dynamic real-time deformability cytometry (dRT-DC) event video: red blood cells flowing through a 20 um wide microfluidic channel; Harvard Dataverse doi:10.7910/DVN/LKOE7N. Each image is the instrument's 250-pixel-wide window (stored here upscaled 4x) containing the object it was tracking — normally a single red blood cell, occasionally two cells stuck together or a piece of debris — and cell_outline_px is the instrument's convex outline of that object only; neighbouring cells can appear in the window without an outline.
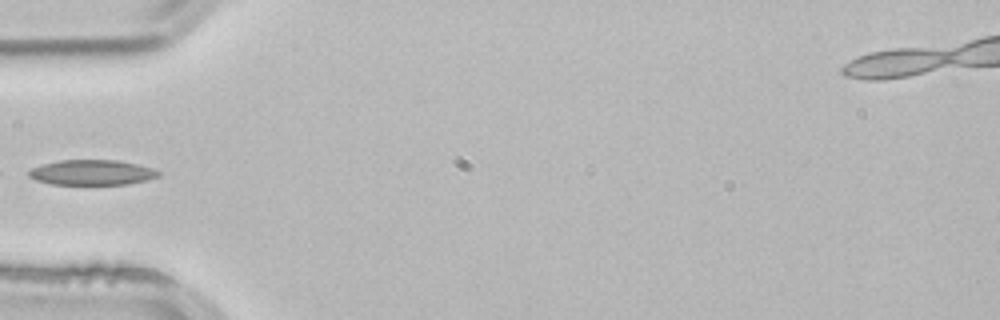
{"species": "common noctule bat (a hibernating species)", "species_latin": "Nyctalus noctula", "temperature_condition": "room temperature", "stored_images_in_passage": 3, "camera_frame_rate_fps": 3000, "um_per_image_px": 0.085, "animal": {"sex": "male", "body_mass_g": 21.5, "forearm_length_mm": 52.0}, "frame": {"image": 1, "passage_image": 3, "time_ms": 0.667, "image_size_px": [1000, 320], "cell_outline_px": [[160, 176], [148, 180], [128, 184], [52, 184], [36, 180], [28, 176], [28, 172], [32, 168], [44, 164], [60, 160], [116, 160], [136, 164], [152, 168], [160, 172]], "centroid_in_image_um": [7.83, 14.66], "position_along_channel_um": 77.2, "area_um2": 18.9}}